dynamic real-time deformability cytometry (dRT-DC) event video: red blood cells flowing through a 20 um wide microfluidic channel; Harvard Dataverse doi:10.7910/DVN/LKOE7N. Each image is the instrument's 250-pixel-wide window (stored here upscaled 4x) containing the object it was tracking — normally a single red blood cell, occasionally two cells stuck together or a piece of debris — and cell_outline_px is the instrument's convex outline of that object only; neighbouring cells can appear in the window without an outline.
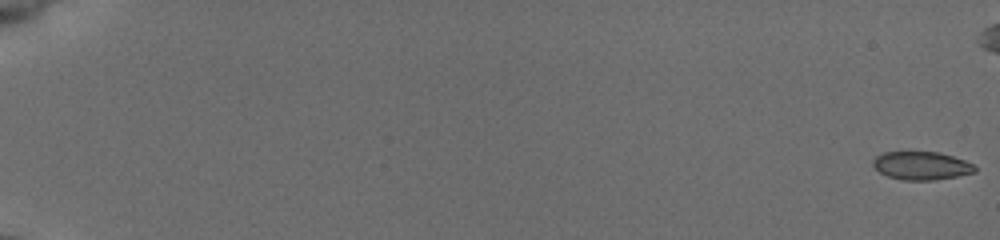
{"species": "common noctule bat (a hibernating species)", "species_latin": "Nyctalus noctula", "temperature_condition": "cold", "stored_images_in_passage": 54, "segment_of_instrument_passage": [1, 2], "camera_frame_rate_fps": 3000, "um_per_image_px": 0.085, "animal": {"sex": "female", "body_mass_g": 19.5, "forearm_length_mm": 54.1}, "frame": {"image": 1, "passage_image": 1, "time_ms": 0.0, "image_size_px": [1000, 240], "cell_outline_px": [[976, 172], [936, 180], [904, 180], [888, 176], [880, 172], [872, 164], [872, 160], [876, 156], [884, 152], [936, 152], [952, 156], [964, 160], [972, 164], [976, 168]], "centroid_in_image_um": [78.31, 14.08], "position_along_channel_um": 6.7, "area_um2": 16.59}}
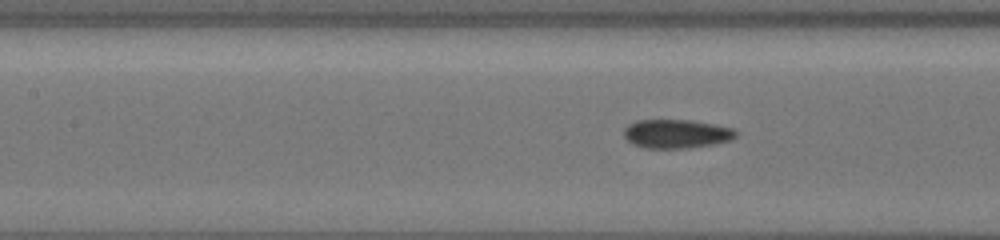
{"frame": {"image": 2, "passage_image": 28, "time_ms": 9.0, "image_size_px": [1000, 240], "cell_outline_px": [[736, 136], [732, 140], [716, 144], [688, 148], [644, 148], [632, 144], [624, 136], [624, 128], [628, 124], [636, 120], [688, 120], [712, 124], [732, 128], [736, 132]], "centroid_in_image_um": [57.48, 11.38], "position_along_channel_um": 149.9, "area_um2": 18.84}}
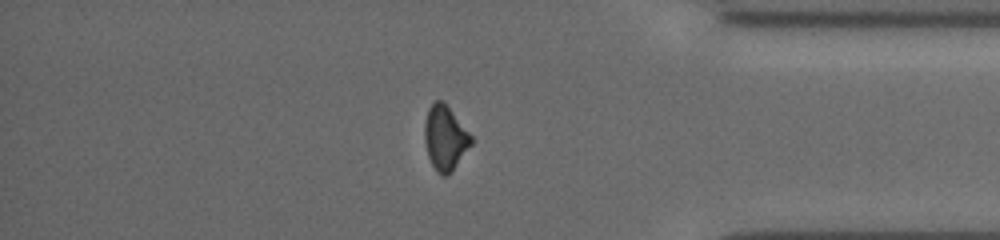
{"frame": {"image": 3, "passage_image": 48, "time_ms": 15.667, "image_size_px": [1000, 240], "cell_outline_px": [[472, 144], [452, 172], [444, 176], [440, 176], [436, 172], [428, 156], [424, 140], [424, 124], [428, 108], [436, 100], [440, 100], [448, 108], [472, 136]], "centroid_in_image_um": [37.82, 11.78], "position_along_channel_um": 397.4, "area_um2": 17.34}}